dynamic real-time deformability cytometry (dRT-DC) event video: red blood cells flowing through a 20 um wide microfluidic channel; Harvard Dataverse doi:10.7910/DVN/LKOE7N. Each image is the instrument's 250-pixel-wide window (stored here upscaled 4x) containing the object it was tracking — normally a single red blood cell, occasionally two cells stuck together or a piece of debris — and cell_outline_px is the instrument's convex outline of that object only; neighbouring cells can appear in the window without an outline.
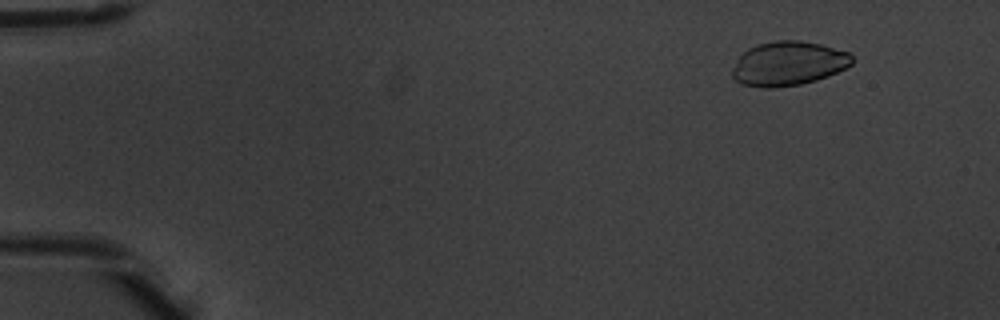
{"species": "common noctule bat (a hibernating species)", "species_latin": "Nyctalus noctula", "temperature_condition": "warm", "stored_images_in_passage": 4, "camera_frame_rate_fps": 3000, "um_per_image_px": 0.085, "animal": {"sex": "male", "body_mass_g": 20.1, "forearm_length_mm": 53.5}, "frame": {"image": 1, "passage_image": 1, "time_ms": 0.0, "image_size_px": [1000, 320], "cell_outline_px": [[852, 64], [828, 76], [816, 80], [800, 84], [772, 88], [764, 88], [740, 84], [732, 76], [732, 68], [740, 56], [748, 48], [756, 44], [776, 40], [800, 40], [820, 44], [852, 52]], "centroid_in_image_um": [67.01, 5.39], "position_along_channel_um": 18.0, "area_um2": 30.98}}